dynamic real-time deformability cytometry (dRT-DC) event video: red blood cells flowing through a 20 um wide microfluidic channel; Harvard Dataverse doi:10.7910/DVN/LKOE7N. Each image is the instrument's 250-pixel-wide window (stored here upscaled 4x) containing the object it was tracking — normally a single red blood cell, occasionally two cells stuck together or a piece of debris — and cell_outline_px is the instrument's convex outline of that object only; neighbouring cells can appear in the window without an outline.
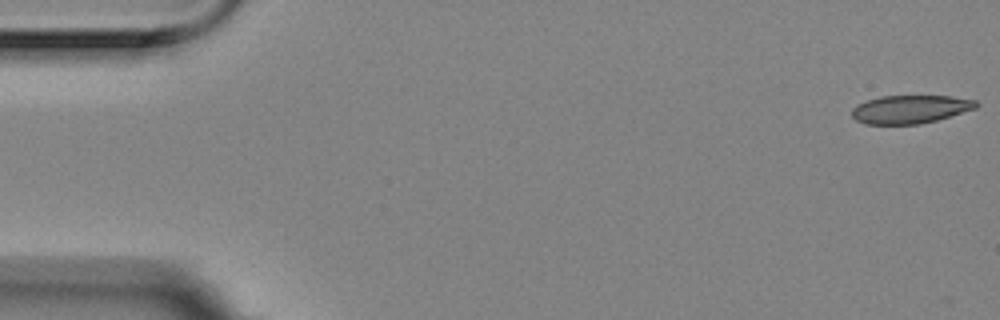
{"species": "Egyptian fruit bat (a non-hibernating species)", "species_latin": "Rousettus aegyptiacus", "temperature_condition": "room temperature", "stored_images_in_passage": 56, "camera_frame_rate_fps": 3000, "um_per_image_px": 0.085, "animal": {"sex": "female"}, "frame": {"image": 1, "passage_image": 1, "time_ms": 0.0, "image_size_px": [1000, 320], "cell_outline_px": [[980, 104], [976, 108], [936, 120], [920, 124], [864, 124], [856, 120], [852, 116], [852, 108], [868, 100], [880, 96], [948, 96], [976, 100]], "centroid_in_image_um": [77.37, 9.29], "position_along_channel_um": 7.6, "area_um2": 20.29}}
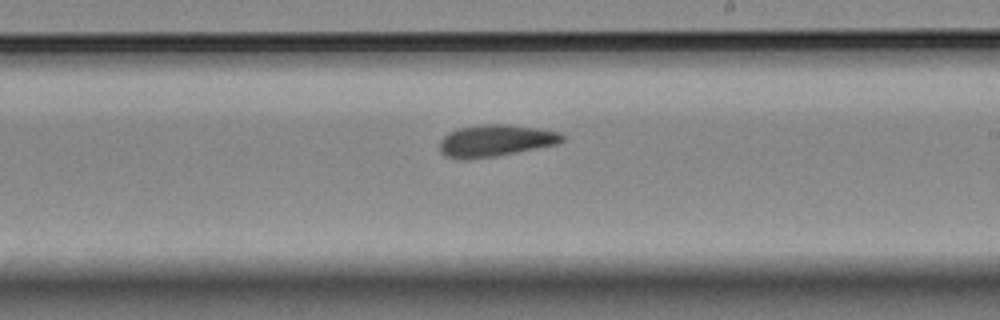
{"frame": {"image": 2, "passage_image": 32, "time_ms": 10.333, "image_size_px": [1000, 320], "cell_outline_px": [[568, 136], [560, 144], [496, 156], [448, 156], [440, 152], [440, 140], [448, 132], [456, 128], [484, 124], [508, 124], [540, 128], [560, 132]], "centroid_in_image_um": [42.25, 11.9], "position_along_channel_um": 246.8, "area_um2": 22.43}}
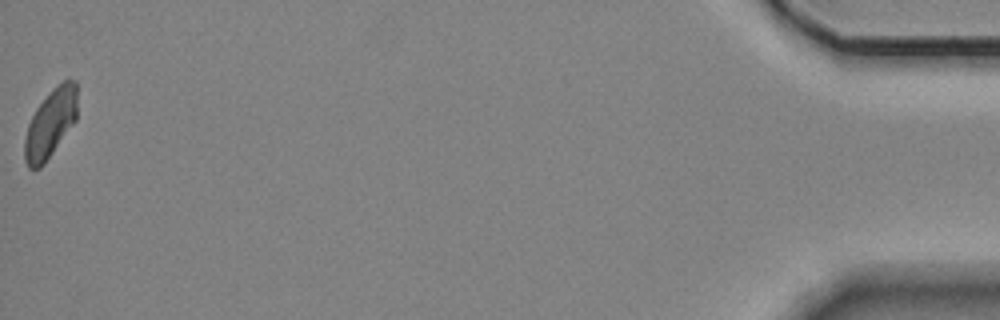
{"frame": {"image": 3, "passage_image": 56, "time_ms": 18.333, "image_size_px": [1000, 320], "cell_outline_px": [[76, 120], [44, 164], [40, 168], [28, 168], [24, 160], [24, 140], [28, 124], [36, 108], [52, 88], [64, 80], [76, 80]], "centroid_in_image_um": [4.27, 10.5], "position_along_channel_um": 430.9, "area_um2": 20.87}, "authors_computed_cell_mechanics": {"area_um2": 21.9929, "velocity_mm_per_s": 3.4808, "shape_relaxation_time_tau1_ms": null, "shape_relaxation_time_tau2_ms": 6.6823, "deformation_change_tau1": null, "deformation_change_tau2": 0.129}}